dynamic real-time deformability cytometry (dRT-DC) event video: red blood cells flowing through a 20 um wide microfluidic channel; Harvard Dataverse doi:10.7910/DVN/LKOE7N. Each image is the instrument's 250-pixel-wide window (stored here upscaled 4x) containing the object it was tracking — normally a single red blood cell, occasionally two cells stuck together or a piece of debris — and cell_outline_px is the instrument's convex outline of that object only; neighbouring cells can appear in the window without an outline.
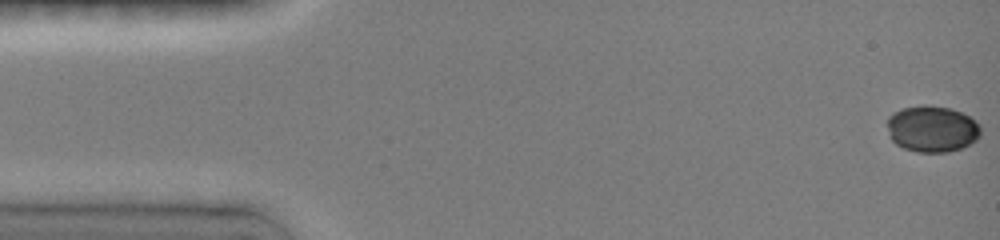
{"species": "common noctule bat (a hibernating species)", "species_latin": "Nyctalus noctula", "temperature_condition": "room temperature", "stored_images_in_passage": 30, "camera_frame_rate_fps": 3000, "um_per_image_px": 0.085, "animal": {"sex": "female", "body_mass_g": 19.0, "forearm_length_mm": 51.5}, "frame": {"image": 1, "passage_image": 1, "time_ms": 0.0, "image_size_px": [1000, 240], "cell_outline_px": [[980, 136], [976, 140], [960, 148], [948, 152], [916, 152], [904, 148], [896, 144], [892, 140], [888, 128], [888, 116], [900, 108], [924, 104], [952, 108], [976, 120], [980, 124]], "centroid_in_image_um": [79.23, 10.94], "position_along_channel_um": 5.8, "area_um2": 25.37}}
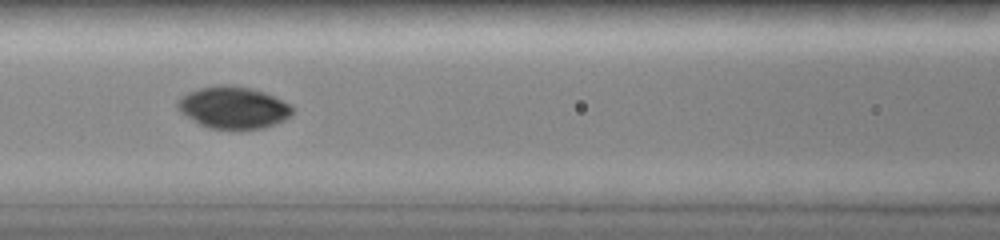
{"frame": {"image": 2, "passage_image": 17, "time_ms": 6.667, "image_size_px": [1000, 240], "cell_outline_px": [[296, 108], [292, 116], [276, 124], [264, 128], [208, 128], [192, 120], [180, 112], [176, 108], [176, 100], [180, 96], [188, 92], [200, 88], [252, 88], [264, 92]], "centroid_in_image_um": [19.84, 9.19], "position_along_channel_um": 146.8, "area_um2": 27.34}}
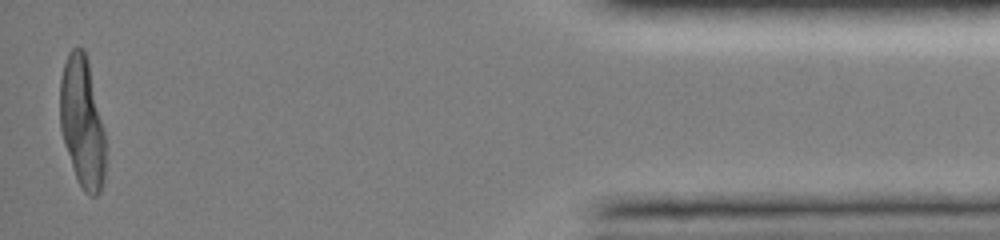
{"frame": {"image": 3, "passage_image": 30, "time_ms": 15.333, "image_size_px": [1000, 240], "cell_outline_px": [[104, 180], [100, 192], [96, 196], [88, 196], [84, 192], [76, 176], [64, 144], [60, 128], [60, 80], [64, 64], [68, 52], [72, 48], [84, 48], [88, 60], [104, 132]], "centroid_in_image_um": [6.97, 10.39], "position_along_channel_um": 428.2, "area_um2": 34.33}, "authors_computed_cell_mechanics": {"area_um2": 27.8018, "velocity_mm_per_s": 4.0334, "shape_relaxation_time_tau1_ms": 3.2355, "shape_relaxation_time_tau2_ms": 2.4504, "deformation_change_tau1": 0.0657, "deformation_change_tau2": 0.0217}}